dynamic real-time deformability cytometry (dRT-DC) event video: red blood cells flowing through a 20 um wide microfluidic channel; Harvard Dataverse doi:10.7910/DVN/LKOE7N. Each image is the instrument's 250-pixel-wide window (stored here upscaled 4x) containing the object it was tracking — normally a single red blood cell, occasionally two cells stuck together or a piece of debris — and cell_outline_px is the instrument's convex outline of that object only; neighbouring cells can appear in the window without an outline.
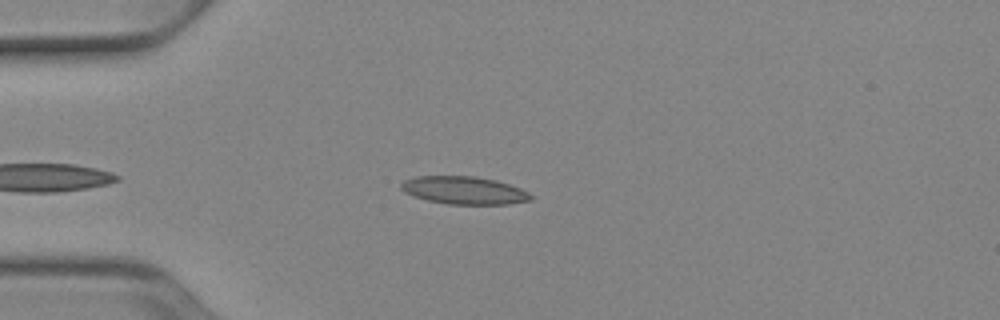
{"species": "Egyptian fruit bat (a non-hibernating species)", "species_latin": "Rousettus aegyptiacus", "temperature_condition": "cold", "stored_images_in_passage": 40, "camera_frame_rate_fps": 3000, "um_per_image_px": 0.085, "animal": {"sex": "female"}, "frame": {"image": 1, "passage_image": 5, "time_ms": 1.333, "image_size_px": [1000, 320], "cell_outline_px": [[532, 200], [508, 204], [448, 204], [428, 200], [404, 192], [400, 188], [400, 184], [404, 180], [416, 176], [476, 176], [496, 180], [520, 188], [528, 192], [532, 196]], "centroid_in_image_um": [39.45, 16.17], "position_along_channel_um": 45.6, "area_um2": 20.92}}
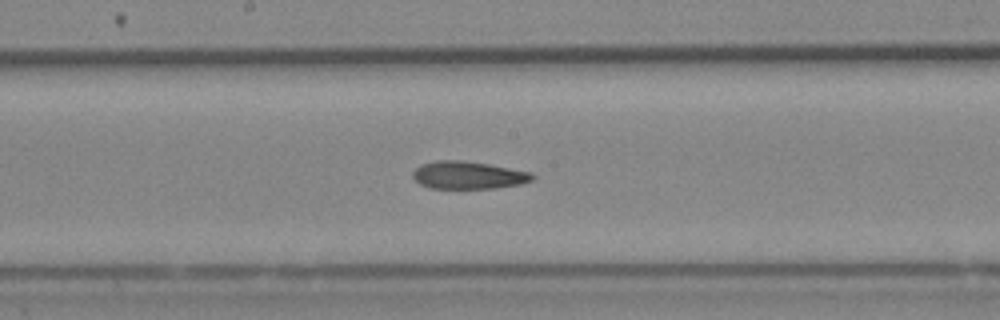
{"frame": {"image": 2, "passage_image": 19, "time_ms": 6.0, "image_size_px": [1000, 320], "cell_outline_px": [[536, 176], [532, 180], [520, 184], [496, 188], [428, 188], [420, 184], [412, 176], [412, 172], [420, 164], [436, 160], [460, 160], [488, 164], [532, 172]], "centroid_in_image_um": [39.79, 14.88], "position_along_channel_um": 208.4, "area_um2": 19.31}}
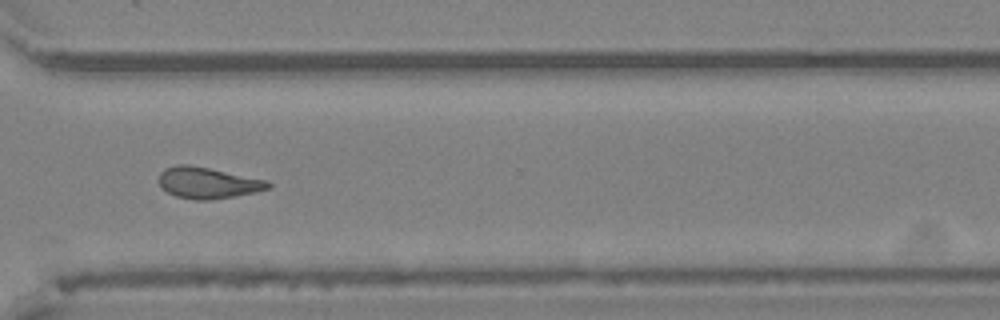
{"frame": {"image": 3, "passage_image": 30, "time_ms": 9.667, "image_size_px": [1000, 320], "cell_outline_px": [[272, 184], [268, 188], [256, 192], [236, 196], [212, 200], [196, 200], [176, 196], [160, 188], [160, 172], [164, 168], [176, 164], [188, 164], [268, 180]], "centroid_in_image_um": [17.65, 15.54], "position_along_channel_um": 352.9, "area_um2": 19.94}}